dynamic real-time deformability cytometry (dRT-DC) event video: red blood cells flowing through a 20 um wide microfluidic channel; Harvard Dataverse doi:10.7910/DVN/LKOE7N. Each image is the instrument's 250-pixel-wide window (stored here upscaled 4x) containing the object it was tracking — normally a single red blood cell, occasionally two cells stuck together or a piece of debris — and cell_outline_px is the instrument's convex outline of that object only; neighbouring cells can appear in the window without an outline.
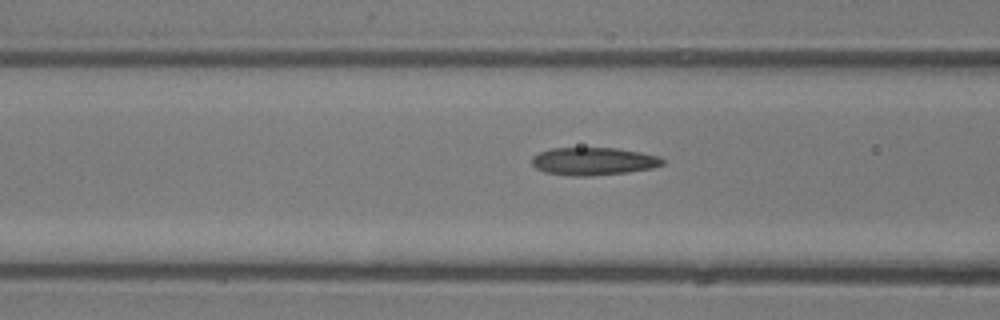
{"species": "common noctule bat (a hibernating species)", "species_latin": "Nyctalus noctula", "temperature_condition": "room temperature", "stored_images_in_passage": 15, "camera_frame_rate_fps": 3000, "um_per_image_px": 0.085, "animal": {"sex": "male", "body_mass_g": 13.3}, "frame": {"image": 1, "passage_image": 13, "time_ms": 4.0, "image_size_px": [1000, 320], "cell_outline_px": [[664, 164], [652, 168], [628, 172], [592, 176], [572, 176], [544, 172], [536, 168], [532, 164], [532, 156], [540, 152], [552, 148], [620, 148], [660, 156], [664, 160]], "centroid_in_image_um": [50.46, 13.71], "position_along_channel_um": 116.1, "area_um2": 21.27}}